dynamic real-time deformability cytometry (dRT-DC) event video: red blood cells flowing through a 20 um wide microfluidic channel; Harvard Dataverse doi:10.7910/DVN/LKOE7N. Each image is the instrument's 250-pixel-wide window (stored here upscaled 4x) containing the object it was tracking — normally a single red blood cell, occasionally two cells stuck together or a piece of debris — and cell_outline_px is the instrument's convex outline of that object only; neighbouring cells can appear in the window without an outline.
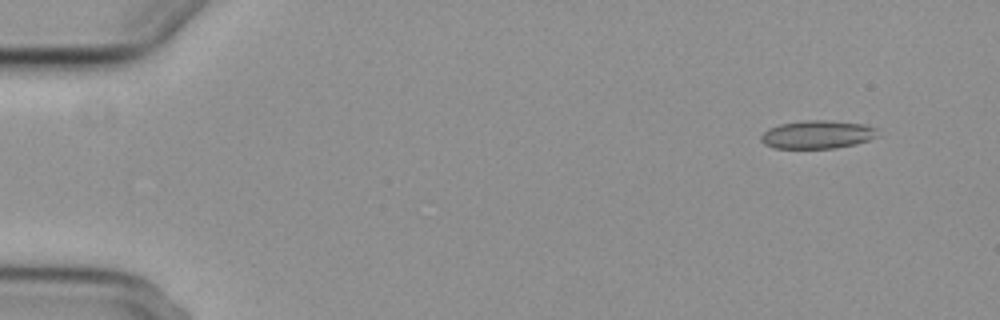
{"species": "common noctule bat (a hibernating species)", "species_latin": "Nyctalus noctula", "temperature_condition": "cold", "stored_images_in_passage": 7, "camera_frame_rate_fps": 3000, "um_per_image_px": 0.085, "animal": {"sex": "female", "body_mass_g": 29.2, "forearm_length_mm": 56.3}, "frame": {"image": 1, "passage_image": 1, "time_ms": 0.0, "image_size_px": [1000, 320], "cell_outline_px": [[880, 136], [856, 144], [836, 148], [772, 148], [764, 144], [760, 140], [760, 136], [768, 128], [780, 124], [804, 120], [824, 120], [864, 124], [876, 128]], "centroid_in_image_um": [69.47, 11.44], "position_along_channel_um": 15.5, "area_um2": 19.31}}
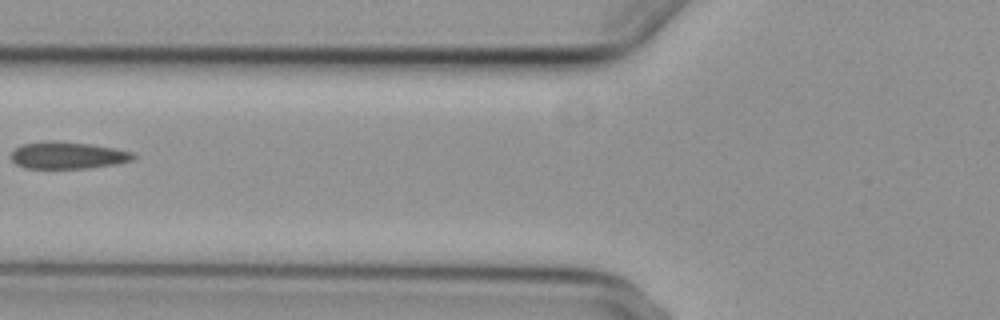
{"frame": {"image": 2, "passage_image": 6, "time_ms": 6.0, "image_size_px": [1000, 320], "cell_outline_px": [[136, 156], [132, 160], [116, 164], [88, 168], [24, 168], [16, 164], [12, 160], [12, 152], [16, 148], [24, 144], [44, 140], [52, 140], [92, 144], [116, 148], [132, 152]], "centroid_in_image_um": [5.77, 13.19], "position_along_channel_um": 120.0, "area_um2": 19.31}}
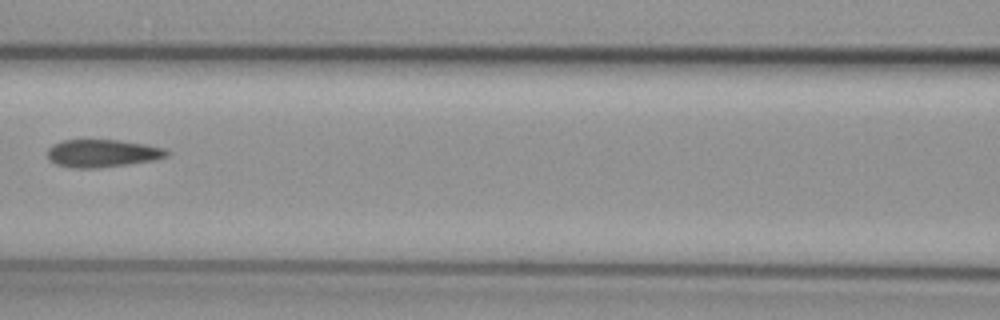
{"frame": {"image": 3, "passage_image": 7, "time_ms": 7.0, "image_size_px": [1000, 320], "cell_outline_px": [[172, 152], [168, 156], [156, 160], [128, 164], [96, 168], [72, 168], [56, 164], [48, 160], [48, 148], [52, 144], [64, 140], [116, 140], [144, 144], [168, 148]], "centroid_in_image_um": [8.74, 13.03], "position_along_channel_um": 157.9, "area_um2": 19.48}}